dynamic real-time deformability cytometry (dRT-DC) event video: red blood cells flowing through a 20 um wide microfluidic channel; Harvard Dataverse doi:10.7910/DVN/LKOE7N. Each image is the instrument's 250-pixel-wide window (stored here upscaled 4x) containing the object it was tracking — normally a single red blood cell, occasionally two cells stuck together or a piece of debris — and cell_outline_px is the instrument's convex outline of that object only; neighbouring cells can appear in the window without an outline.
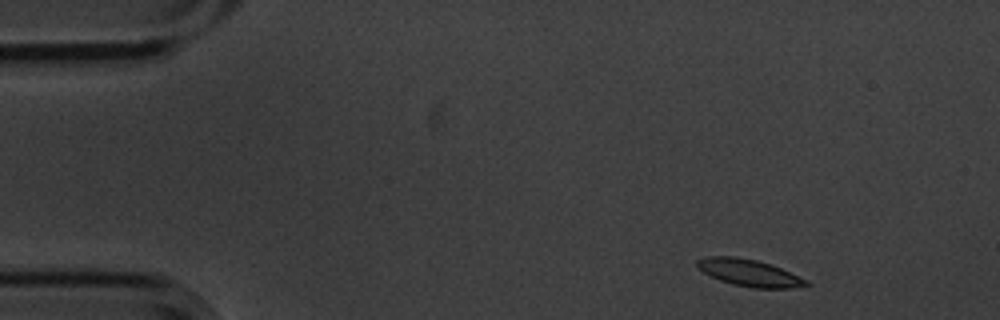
{"species": "common noctule bat (a hibernating species)", "species_latin": "Nyctalus noctula", "temperature_condition": "cold", "stored_images_in_passage": 9, "camera_frame_rate_fps": 3000, "um_per_image_px": 0.085, "animal": {"sex": "male", "body_mass_g": 20.1, "forearm_length_mm": 53.5}, "frame": {"image": 1, "passage_image": 2, "time_ms": 0.333, "image_size_px": [1000, 320], "cell_outline_px": [[812, 284], [788, 288], [752, 288], [732, 284], [720, 280], [704, 272], [696, 264], [696, 260], [708, 256], [736, 256], [756, 260], [780, 268], [808, 280]], "centroid_in_image_um": [63.68, 23.19], "position_along_channel_um": 21.3, "area_um2": 16.88}}
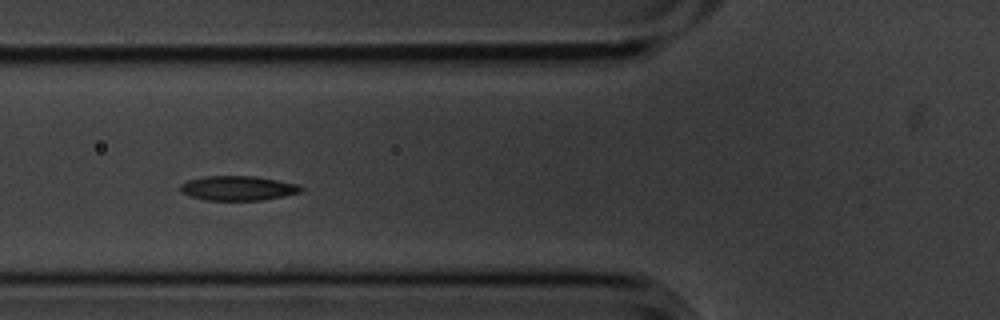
{"frame": {"image": 2, "passage_image": 6, "time_ms": 1.667, "image_size_px": [1000, 320], "cell_outline_px": [[304, 188], [300, 192], [284, 196], [264, 200], [204, 200], [192, 196], [184, 192], [180, 188], [180, 184], [188, 180], [204, 176], [256, 176], [300, 184]], "centroid_in_image_um": [20.28, 15.99], "position_along_channel_um": 105.5, "area_um2": 17.28}}
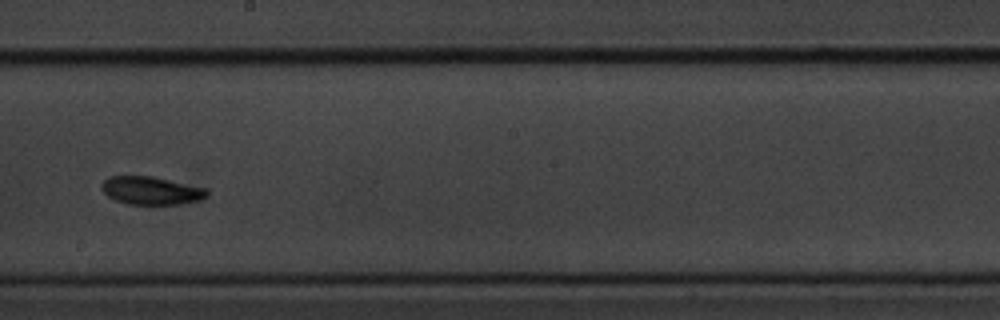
{"frame": {"image": 3, "passage_image": 9, "time_ms": 2.667, "image_size_px": [1000, 320], "cell_outline_px": [[208, 196], [200, 200], [180, 204], [152, 208], [128, 204], [116, 200], [108, 196], [100, 188], [100, 184], [108, 176], [152, 176], [208, 188]], "centroid_in_image_um": [12.87, 16.24], "position_along_channel_um": 235.3, "area_um2": 18.09}}